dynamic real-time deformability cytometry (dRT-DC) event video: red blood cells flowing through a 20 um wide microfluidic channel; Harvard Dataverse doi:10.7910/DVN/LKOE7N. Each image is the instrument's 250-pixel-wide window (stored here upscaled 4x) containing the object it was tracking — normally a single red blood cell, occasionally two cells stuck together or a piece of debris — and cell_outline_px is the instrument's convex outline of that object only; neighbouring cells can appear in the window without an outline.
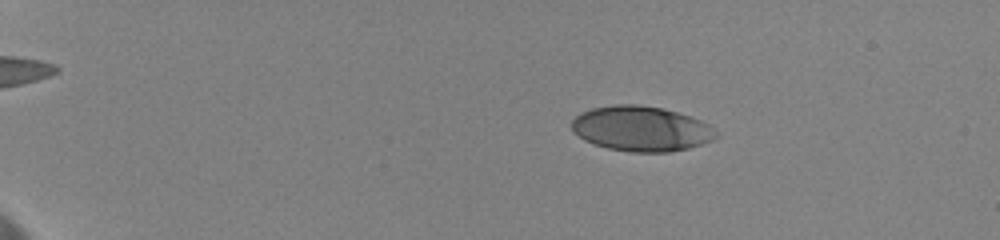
{"species": "human", "species_latin": "Homo sapiens", "temperature_condition": "cold", "stored_images_in_passage": 48, "camera_frame_rate_fps": 3000, "um_per_image_px": 0.085, "donor": {"sex": "female"}, "frame": {"image": 1, "passage_image": 7, "time_ms": 3.0, "image_size_px": [1000, 240], "cell_outline_px": [[716, 136], [712, 140], [688, 148], [668, 152], [632, 152], [608, 148], [584, 140], [572, 132], [572, 120], [576, 116], [592, 108], [616, 104], [636, 104], [660, 108], [692, 116], [708, 124], [716, 132]], "centroid_in_image_um": [54.48, 10.94], "position_along_channel_um": 30.5, "area_um2": 37.63}}
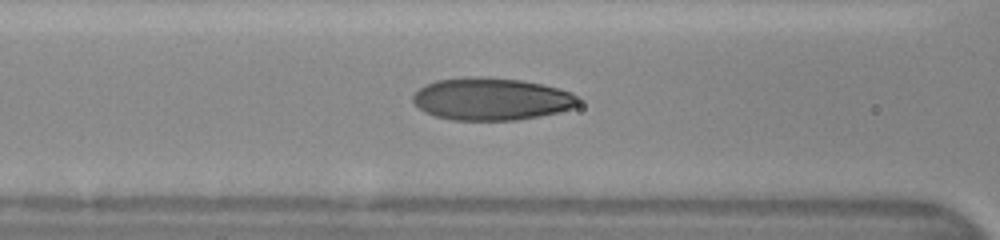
{"frame": {"image": 2, "passage_image": 22, "time_ms": 8.667, "image_size_px": [1000, 240], "cell_outline_px": [[580, 104], [572, 108], [560, 112], [540, 116], [516, 120], [452, 120], [436, 116], [424, 112], [412, 100], [412, 96], [420, 88], [436, 80], [484, 76], [520, 80], [540, 84], [572, 92], [580, 96]], "centroid_in_image_um": [41.81, 8.42], "position_along_channel_um": 124.8, "area_um2": 40.81}}
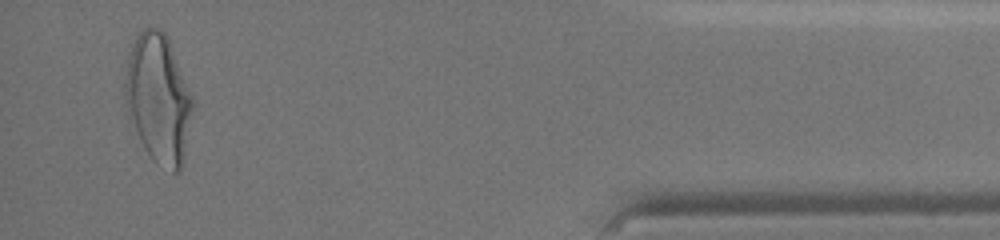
{"frame": {"image": 3, "passage_image": 47, "time_ms": 18.333, "image_size_px": [1000, 240], "cell_outline_px": [[192, 108], [184, 156], [180, 168], [176, 172], [172, 172], [156, 164], [152, 160], [144, 148], [140, 140], [128, 112], [124, 100], [124, 60], [136, 36], [144, 28], [160, 28], [168, 36], [192, 96]], "centroid_in_image_um": [13.41, 8.32], "position_along_channel_um": 421.8, "area_um2": 50.81}, "authors_computed_cell_mechanics": {"area_um2": 39.593, "velocity_mm_per_s": 3.5456, "shape_relaxation_time_tau1_ms": 3.9552, "shape_relaxation_time_tau2_ms": 0.9074, "deformation_change_tau1": 0.1734, "deformation_change_tau2": 0.0639}}